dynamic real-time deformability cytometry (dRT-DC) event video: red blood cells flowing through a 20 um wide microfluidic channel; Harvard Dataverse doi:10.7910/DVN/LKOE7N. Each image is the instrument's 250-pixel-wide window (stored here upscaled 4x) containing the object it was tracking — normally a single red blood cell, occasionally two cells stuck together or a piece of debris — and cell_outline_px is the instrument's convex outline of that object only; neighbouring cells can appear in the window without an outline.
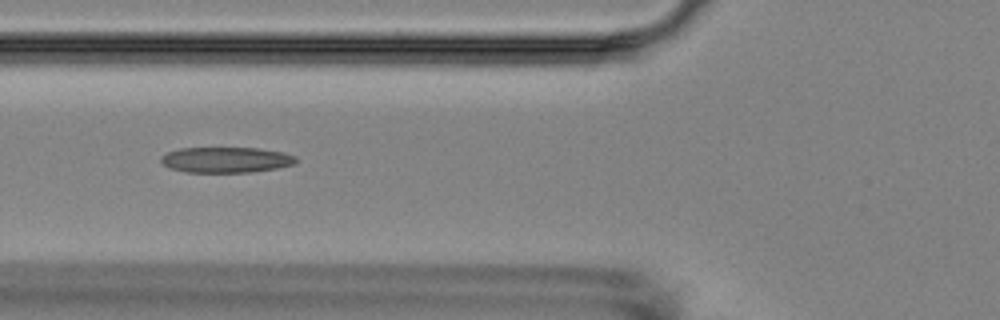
{"species": "Egyptian fruit bat (a non-hibernating species)", "species_latin": "Rousettus aegyptiacus", "temperature_condition": "room temperature", "stored_images_in_passage": 3, "camera_frame_rate_fps": 3000, "um_per_image_px": 0.085, "animal": {"sex": "female"}, "frame": {"image": 1, "passage_image": 2, "time_ms": 1.0, "image_size_px": [1000, 320], "cell_outline_px": [[296, 160], [292, 164], [276, 168], [252, 172], [188, 172], [168, 168], [160, 160], [160, 156], [168, 152], [180, 148], [256, 148], [284, 152], [296, 156]], "centroid_in_image_um": [19.18, 13.58], "position_along_channel_um": 106.6, "area_um2": 20.06}}